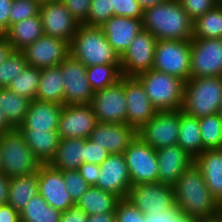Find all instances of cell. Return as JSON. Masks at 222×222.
<instances>
[{
  "label": "cell",
  "mask_w": 222,
  "mask_h": 222,
  "mask_svg": "<svg viewBox=\"0 0 222 222\" xmlns=\"http://www.w3.org/2000/svg\"><path fill=\"white\" fill-rule=\"evenodd\" d=\"M176 208L195 219L215 218L219 201L207 187L201 170L193 163L172 185Z\"/></svg>",
  "instance_id": "cell-1"
},
{
  "label": "cell",
  "mask_w": 222,
  "mask_h": 222,
  "mask_svg": "<svg viewBox=\"0 0 222 222\" xmlns=\"http://www.w3.org/2000/svg\"><path fill=\"white\" fill-rule=\"evenodd\" d=\"M143 29L157 40H192L193 21L178 0H168L144 9Z\"/></svg>",
  "instance_id": "cell-2"
},
{
  "label": "cell",
  "mask_w": 222,
  "mask_h": 222,
  "mask_svg": "<svg viewBox=\"0 0 222 222\" xmlns=\"http://www.w3.org/2000/svg\"><path fill=\"white\" fill-rule=\"evenodd\" d=\"M70 54L86 67L121 64L120 55L108 43L101 27L80 24L70 43Z\"/></svg>",
  "instance_id": "cell-3"
},
{
  "label": "cell",
  "mask_w": 222,
  "mask_h": 222,
  "mask_svg": "<svg viewBox=\"0 0 222 222\" xmlns=\"http://www.w3.org/2000/svg\"><path fill=\"white\" fill-rule=\"evenodd\" d=\"M135 78L142 84L157 111L182 110L184 80L153 68L136 75Z\"/></svg>",
  "instance_id": "cell-4"
},
{
  "label": "cell",
  "mask_w": 222,
  "mask_h": 222,
  "mask_svg": "<svg viewBox=\"0 0 222 222\" xmlns=\"http://www.w3.org/2000/svg\"><path fill=\"white\" fill-rule=\"evenodd\" d=\"M222 103V77L189 78L185 82L182 111L202 118L219 113Z\"/></svg>",
  "instance_id": "cell-5"
},
{
  "label": "cell",
  "mask_w": 222,
  "mask_h": 222,
  "mask_svg": "<svg viewBox=\"0 0 222 222\" xmlns=\"http://www.w3.org/2000/svg\"><path fill=\"white\" fill-rule=\"evenodd\" d=\"M0 156L2 173L8 178L38 172L40 161L18 129L0 135Z\"/></svg>",
  "instance_id": "cell-6"
},
{
  "label": "cell",
  "mask_w": 222,
  "mask_h": 222,
  "mask_svg": "<svg viewBox=\"0 0 222 222\" xmlns=\"http://www.w3.org/2000/svg\"><path fill=\"white\" fill-rule=\"evenodd\" d=\"M190 66L191 40H157L153 69L186 82L190 78Z\"/></svg>",
  "instance_id": "cell-7"
},
{
  "label": "cell",
  "mask_w": 222,
  "mask_h": 222,
  "mask_svg": "<svg viewBox=\"0 0 222 222\" xmlns=\"http://www.w3.org/2000/svg\"><path fill=\"white\" fill-rule=\"evenodd\" d=\"M126 199L145 215L176 208L172 185L159 181L132 185Z\"/></svg>",
  "instance_id": "cell-8"
},
{
  "label": "cell",
  "mask_w": 222,
  "mask_h": 222,
  "mask_svg": "<svg viewBox=\"0 0 222 222\" xmlns=\"http://www.w3.org/2000/svg\"><path fill=\"white\" fill-rule=\"evenodd\" d=\"M132 185L158 181L156 150L138 135L124 151Z\"/></svg>",
  "instance_id": "cell-9"
},
{
  "label": "cell",
  "mask_w": 222,
  "mask_h": 222,
  "mask_svg": "<svg viewBox=\"0 0 222 222\" xmlns=\"http://www.w3.org/2000/svg\"><path fill=\"white\" fill-rule=\"evenodd\" d=\"M222 77V39L192 38L190 78Z\"/></svg>",
  "instance_id": "cell-10"
},
{
  "label": "cell",
  "mask_w": 222,
  "mask_h": 222,
  "mask_svg": "<svg viewBox=\"0 0 222 222\" xmlns=\"http://www.w3.org/2000/svg\"><path fill=\"white\" fill-rule=\"evenodd\" d=\"M180 110L157 111L137 135L155 150L177 145L179 138Z\"/></svg>",
  "instance_id": "cell-11"
},
{
  "label": "cell",
  "mask_w": 222,
  "mask_h": 222,
  "mask_svg": "<svg viewBox=\"0 0 222 222\" xmlns=\"http://www.w3.org/2000/svg\"><path fill=\"white\" fill-rule=\"evenodd\" d=\"M90 106L98 122L126 123L127 102L124 92V76L114 85L94 92Z\"/></svg>",
  "instance_id": "cell-12"
},
{
  "label": "cell",
  "mask_w": 222,
  "mask_h": 222,
  "mask_svg": "<svg viewBox=\"0 0 222 222\" xmlns=\"http://www.w3.org/2000/svg\"><path fill=\"white\" fill-rule=\"evenodd\" d=\"M64 81V105H88L94 91L87 80V67L71 54L60 64Z\"/></svg>",
  "instance_id": "cell-13"
},
{
  "label": "cell",
  "mask_w": 222,
  "mask_h": 222,
  "mask_svg": "<svg viewBox=\"0 0 222 222\" xmlns=\"http://www.w3.org/2000/svg\"><path fill=\"white\" fill-rule=\"evenodd\" d=\"M157 39L152 33L142 30L120 56L121 72L124 77L136 75L153 68Z\"/></svg>",
  "instance_id": "cell-14"
},
{
  "label": "cell",
  "mask_w": 222,
  "mask_h": 222,
  "mask_svg": "<svg viewBox=\"0 0 222 222\" xmlns=\"http://www.w3.org/2000/svg\"><path fill=\"white\" fill-rule=\"evenodd\" d=\"M39 14L44 35L71 43L81 23L71 15L62 0L41 5Z\"/></svg>",
  "instance_id": "cell-15"
},
{
  "label": "cell",
  "mask_w": 222,
  "mask_h": 222,
  "mask_svg": "<svg viewBox=\"0 0 222 222\" xmlns=\"http://www.w3.org/2000/svg\"><path fill=\"white\" fill-rule=\"evenodd\" d=\"M99 166V177L95 186L119 199L126 198L132 183L124 154H109Z\"/></svg>",
  "instance_id": "cell-16"
},
{
  "label": "cell",
  "mask_w": 222,
  "mask_h": 222,
  "mask_svg": "<svg viewBox=\"0 0 222 222\" xmlns=\"http://www.w3.org/2000/svg\"><path fill=\"white\" fill-rule=\"evenodd\" d=\"M29 66L46 68L58 66L70 55V43L43 35L22 50Z\"/></svg>",
  "instance_id": "cell-17"
},
{
  "label": "cell",
  "mask_w": 222,
  "mask_h": 222,
  "mask_svg": "<svg viewBox=\"0 0 222 222\" xmlns=\"http://www.w3.org/2000/svg\"><path fill=\"white\" fill-rule=\"evenodd\" d=\"M37 174L39 194L51 207L63 212L75 206L61 170L41 164Z\"/></svg>",
  "instance_id": "cell-18"
},
{
  "label": "cell",
  "mask_w": 222,
  "mask_h": 222,
  "mask_svg": "<svg viewBox=\"0 0 222 222\" xmlns=\"http://www.w3.org/2000/svg\"><path fill=\"white\" fill-rule=\"evenodd\" d=\"M97 123L96 115L90 104L63 105L57 132L60 139H87Z\"/></svg>",
  "instance_id": "cell-19"
},
{
  "label": "cell",
  "mask_w": 222,
  "mask_h": 222,
  "mask_svg": "<svg viewBox=\"0 0 222 222\" xmlns=\"http://www.w3.org/2000/svg\"><path fill=\"white\" fill-rule=\"evenodd\" d=\"M124 92L127 102L126 123L139 131L155 116L157 110L135 77H124Z\"/></svg>",
  "instance_id": "cell-20"
},
{
  "label": "cell",
  "mask_w": 222,
  "mask_h": 222,
  "mask_svg": "<svg viewBox=\"0 0 222 222\" xmlns=\"http://www.w3.org/2000/svg\"><path fill=\"white\" fill-rule=\"evenodd\" d=\"M136 136L137 131L127 123L98 122L90 133L89 139L110 154H123Z\"/></svg>",
  "instance_id": "cell-21"
},
{
  "label": "cell",
  "mask_w": 222,
  "mask_h": 222,
  "mask_svg": "<svg viewBox=\"0 0 222 222\" xmlns=\"http://www.w3.org/2000/svg\"><path fill=\"white\" fill-rule=\"evenodd\" d=\"M100 27L108 43L121 56L134 38L143 30V18L113 15Z\"/></svg>",
  "instance_id": "cell-22"
},
{
  "label": "cell",
  "mask_w": 222,
  "mask_h": 222,
  "mask_svg": "<svg viewBox=\"0 0 222 222\" xmlns=\"http://www.w3.org/2000/svg\"><path fill=\"white\" fill-rule=\"evenodd\" d=\"M158 161V181L160 183L173 185L180 175L193 163L191 157L178 144L162 147L156 150Z\"/></svg>",
  "instance_id": "cell-23"
},
{
  "label": "cell",
  "mask_w": 222,
  "mask_h": 222,
  "mask_svg": "<svg viewBox=\"0 0 222 222\" xmlns=\"http://www.w3.org/2000/svg\"><path fill=\"white\" fill-rule=\"evenodd\" d=\"M63 105L32 100L24 122L18 130H57Z\"/></svg>",
  "instance_id": "cell-24"
},
{
  "label": "cell",
  "mask_w": 222,
  "mask_h": 222,
  "mask_svg": "<svg viewBox=\"0 0 222 222\" xmlns=\"http://www.w3.org/2000/svg\"><path fill=\"white\" fill-rule=\"evenodd\" d=\"M194 163L201 170L207 187L222 202V149H207L199 154Z\"/></svg>",
  "instance_id": "cell-25"
},
{
  "label": "cell",
  "mask_w": 222,
  "mask_h": 222,
  "mask_svg": "<svg viewBox=\"0 0 222 222\" xmlns=\"http://www.w3.org/2000/svg\"><path fill=\"white\" fill-rule=\"evenodd\" d=\"M85 163V139H60L58 149L50 165L58 170H78Z\"/></svg>",
  "instance_id": "cell-26"
},
{
  "label": "cell",
  "mask_w": 222,
  "mask_h": 222,
  "mask_svg": "<svg viewBox=\"0 0 222 222\" xmlns=\"http://www.w3.org/2000/svg\"><path fill=\"white\" fill-rule=\"evenodd\" d=\"M3 35L14 50L22 51L44 35L40 14L10 25Z\"/></svg>",
  "instance_id": "cell-27"
},
{
  "label": "cell",
  "mask_w": 222,
  "mask_h": 222,
  "mask_svg": "<svg viewBox=\"0 0 222 222\" xmlns=\"http://www.w3.org/2000/svg\"><path fill=\"white\" fill-rule=\"evenodd\" d=\"M41 164H49L54 158L60 141L57 130H19Z\"/></svg>",
  "instance_id": "cell-28"
},
{
  "label": "cell",
  "mask_w": 222,
  "mask_h": 222,
  "mask_svg": "<svg viewBox=\"0 0 222 222\" xmlns=\"http://www.w3.org/2000/svg\"><path fill=\"white\" fill-rule=\"evenodd\" d=\"M35 100L64 105V81L60 65L41 69Z\"/></svg>",
  "instance_id": "cell-29"
},
{
  "label": "cell",
  "mask_w": 222,
  "mask_h": 222,
  "mask_svg": "<svg viewBox=\"0 0 222 222\" xmlns=\"http://www.w3.org/2000/svg\"><path fill=\"white\" fill-rule=\"evenodd\" d=\"M39 194L37 172L10 178L7 204L21 212L31 198Z\"/></svg>",
  "instance_id": "cell-30"
},
{
  "label": "cell",
  "mask_w": 222,
  "mask_h": 222,
  "mask_svg": "<svg viewBox=\"0 0 222 222\" xmlns=\"http://www.w3.org/2000/svg\"><path fill=\"white\" fill-rule=\"evenodd\" d=\"M177 144L194 159L201 154L203 148L199 118L180 110L179 138Z\"/></svg>",
  "instance_id": "cell-31"
},
{
  "label": "cell",
  "mask_w": 222,
  "mask_h": 222,
  "mask_svg": "<svg viewBox=\"0 0 222 222\" xmlns=\"http://www.w3.org/2000/svg\"><path fill=\"white\" fill-rule=\"evenodd\" d=\"M119 198L110 192L103 191L96 186L90 188L75 204L87 215L115 212Z\"/></svg>",
  "instance_id": "cell-32"
},
{
  "label": "cell",
  "mask_w": 222,
  "mask_h": 222,
  "mask_svg": "<svg viewBox=\"0 0 222 222\" xmlns=\"http://www.w3.org/2000/svg\"><path fill=\"white\" fill-rule=\"evenodd\" d=\"M30 103V99L14 93L8 87L0 88V108L14 128L17 129L24 122Z\"/></svg>",
  "instance_id": "cell-33"
},
{
  "label": "cell",
  "mask_w": 222,
  "mask_h": 222,
  "mask_svg": "<svg viewBox=\"0 0 222 222\" xmlns=\"http://www.w3.org/2000/svg\"><path fill=\"white\" fill-rule=\"evenodd\" d=\"M61 215V211L51 207L37 194L20 212V219L21 222H60Z\"/></svg>",
  "instance_id": "cell-34"
},
{
  "label": "cell",
  "mask_w": 222,
  "mask_h": 222,
  "mask_svg": "<svg viewBox=\"0 0 222 222\" xmlns=\"http://www.w3.org/2000/svg\"><path fill=\"white\" fill-rule=\"evenodd\" d=\"M193 38L222 39V2L193 21Z\"/></svg>",
  "instance_id": "cell-35"
},
{
  "label": "cell",
  "mask_w": 222,
  "mask_h": 222,
  "mask_svg": "<svg viewBox=\"0 0 222 222\" xmlns=\"http://www.w3.org/2000/svg\"><path fill=\"white\" fill-rule=\"evenodd\" d=\"M87 80L94 92L117 83L122 77L121 64H100L87 67Z\"/></svg>",
  "instance_id": "cell-36"
},
{
  "label": "cell",
  "mask_w": 222,
  "mask_h": 222,
  "mask_svg": "<svg viewBox=\"0 0 222 222\" xmlns=\"http://www.w3.org/2000/svg\"><path fill=\"white\" fill-rule=\"evenodd\" d=\"M41 78V69L27 66L16 78H13L8 88L14 93L35 100Z\"/></svg>",
  "instance_id": "cell-37"
},
{
  "label": "cell",
  "mask_w": 222,
  "mask_h": 222,
  "mask_svg": "<svg viewBox=\"0 0 222 222\" xmlns=\"http://www.w3.org/2000/svg\"><path fill=\"white\" fill-rule=\"evenodd\" d=\"M203 148L222 149V118L219 113L199 118Z\"/></svg>",
  "instance_id": "cell-38"
},
{
  "label": "cell",
  "mask_w": 222,
  "mask_h": 222,
  "mask_svg": "<svg viewBox=\"0 0 222 222\" xmlns=\"http://www.w3.org/2000/svg\"><path fill=\"white\" fill-rule=\"evenodd\" d=\"M28 66L22 51L14 50L11 55L0 64V88L10 85L13 78Z\"/></svg>",
  "instance_id": "cell-39"
},
{
  "label": "cell",
  "mask_w": 222,
  "mask_h": 222,
  "mask_svg": "<svg viewBox=\"0 0 222 222\" xmlns=\"http://www.w3.org/2000/svg\"><path fill=\"white\" fill-rule=\"evenodd\" d=\"M113 15L110 0H91L87 19L82 24L100 27Z\"/></svg>",
  "instance_id": "cell-40"
},
{
  "label": "cell",
  "mask_w": 222,
  "mask_h": 222,
  "mask_svg": "<svg viewBox=\"0 0 222 222\" xmlns=\"http://www.w3.org/2000/svg\"><path fill=\"white\" fill-rule=\"evenodd\" d=\"M40 6L35 0H13L9 13V27L16 22L39 15Z\"/></svg>",
  "instance_id": "cell-41"
},
{
  "label": "cell",
  "mask_w": 222,
  "mask_h": 222,
  "mask_svg": "<svg viewBox=\"0 0 222 222\" xmlns=\"http://www.w3.org/2000/svg\"><path fill=\"white\" fill-rule=\"evenodd\" d=\"M66 188L76 204L81 196L90 188V185L81 177L78 170L62 171Z\"/></svg>",
  "instance_id": "cell-42"
},
{
  "label": "cell",
  "mask_w": 222,
  "mask_h": 222,
  "mask_svg": "<svg viewBox=\"0 0 222 222\" xmlns=\"http://www.w3.org/2000/svg\"><path fill=\"white\" fill-rule=\"evenodd\" d=\"M115 215L116 222H146L145 214L126 198L118 200Z\"/></svg>",
  "instance_id": "cell-43"
},
{
  "label": "cell",
  "mask_w": 222,
  "mask_h": 222,
  "mask_svg": "<svg viewBox=\"0 0 222 222\" xmlns=\"http://www.w3.org/2000/svg\"><path fill=\"white\" fill-rule=\"evenodd\" d=\"M192 21L215 8L222 0H178Z\"/></svg>",
  "instance_id": "cell-44"
},
{
  "label": "cell",
  "mask_w": 222,
  "mask_h": 222,
  "mask_svg": "<svg viewBox=\"0 0 222 222\" xmlns=\"http://www.w3.org/2000/svg\"><path fill=\"white\" fill-rule=\"evenodd\" d=\"M110 2L116 16L143 18L144 9L137 0H110Z\"/></svg>",
  "instance_id": "cell-45"
},
{
  "label": "cell",
  "mask_w": 222,
  "mask_h": 222,
  "mask_svg": "<svg viewBox=\"0 0 222 222\" xmlns=\"http://www.w3.org/2000/svg\"><path fill=\"white\" fill-rule=\"evenodd\" d=\"M145 219L146 222H194L196 220L194 217L180 213L177 208L145 215Z\"/></svg>",
  "instance_id": "cell-46"
},
{
  "label": "cell",
  "mask_w": 222,
  "mask_h": 222,
  "mask_svg": "<svg viewBox=\"0 0 222 222\" xmlns=\"http://www.w3.org/2000/svg\"><path fill=\"white\" fill-rule=\"evenodd\" d=\"M109 152L97 145L89 138L85 139V162L100 165L107 157Z\"/></svg>",
  "instance_id": "cell-47"
},
{
  "label": "cell",
  "mask_w": 222,
  "mask_h": 222,
  "mask_svg": "<svg viewBox=\"0 0 222 222\" xmlns=\"http://www.w3.org/2000/svg\"><path fill=\"white\" fill-rule=\"evenodd\" d=\"M71 15L81 24L87 19L91 0H62Z\"/></svg>",
  "instance_id": "cell-48"
},
{
  "label": "cell",
  "mask_w": 222,
  "mask_h": 222,
  "mask_svg": "<svg viewBox=\"0 0 222 222\" xmlns=\"http://www.w3.org/2000/svg\"><path fill=\"white\" fill-rule=\"evenodd\" d=\"M78 171L81 177L90 185L95 186L98 181L100 166L93 163H83Z\"/></svg>",
  "instance_id": "cell-49"
},
{
  "label": "cell",
  "mask_w": 222,
  "mask_h": 222,
  "mask_svg": "<svg viewBox=\"0 0 222 222\" xmlns=\"http://www.w3.org/2000/svg\"><path fill=\"white\" fill-rule=\"evenodd\" d=\"M88 215L76 205L63 211L60 222H87Z\"/></svg>",
  "instance_id": "cell-50"
},
{
  "label": "cell",
  "mask_w": 222,
  "mask_h": 222,
  "mask_svg": "<svg viewBox=\"0 0 222 222\" xmlns=\"http://www.w3.org/2000/svg\"><path fill=\"white\" fill-rule=\"evenodd\" d=\"M13 0H0V35L9 29V13Z\"/></svg>",
  "instance_id": "cell-51"
},
{
  "label": "cell",
  "mask_w": 222,
  "mask_h": 222,
  "mask_svg": "<svg viewBox=\"0 0 222 222\" xmlns=\"http://www.w3.org/2000/svg\"><path fill=\"white\" fill-rule=\"evenodd\" d=\"M0 222H21L20 213L11 205H0Z\"/></svg>",
  "instance_id": "cell-52"
},
{
  "label": "cell",
  "mask_w": 222,
  "mask_h": 222,
  "mask_svg": "<svg viewBox=\"0 0 222 222\" xmlns=\"http://www.w3.org/2000/svg\"><path fill=\"white\" fill-rule=\"evenodd\" d=\"M14 51L13 46L4 35H0V64L3 63Z\"/></svg>",
  "instance_id": "cell-53"
},
{
  "label": "cell",
  "mask_w": 222,
  "mask_h": 222,
  "mask_svg": "<svg viewBox=\"0 0 222 222\" xmlns=\"http://www.w3.org/2000/svg\"><path fill=\"white\" fill-rule=\"evenodd\" d=\"M9 181L10 178H8L5 174L0 173V205L7 204Z\"/></svg>",
  "instance_id": "cell-54"
},
{
  "label": "cell",
  "mask_w": 222,
  "mask_h": 222,
  "mask_svg": "<svg viewBox=\"0 0 222 222\" xmlns=\"http://www.w3.org/2000/svg\"><path fill=\"white\" fill-rule=\"evenodd\" d=\"M87 222H116L115 212L88 215Z\"/></svg>",
  "instance_id": "cell-55"
},
{
  "label": "cell",
  "mask_w": 222,
  "mask_h": 222,
  "mask_svg": "<svg viewBox=\"0 0 222 222\" xmlns=\"http://www.w3.org/2000/svg\"><path fill=\"white\" fill-rule=\"evenodd\" d=\"M15 129L6 119L3 110L0 108V135Z\"/></svg>",
  "instance_id": "cell-56"
},
{
  "label": "cell",
  "mask_w": 222,
  "mask_h": 222,
  "mask_svg": "<svg viewBox=\"0 0 222 222\" xmlns=\"http://www.w3.org/2000/svg\"><path fill=\"white\" fill-rule=\"evenodd\" d=\"M143 9L166 2L168 0H137Z\"/></svg>",
  "instance_id": "cell-57"
},
{
  "label": "cell",
  "mask_w": 222,
  "mask_h": 222,
  "mask_svg": "<svg viewBox=\"0 0 222 222\" xmlns=\"http://www.w3.org/2000/svg\"><path fill=\"white\" fill-rule=\"evenodd\" d=\"M194 222H220L218 216L215 218H208V219H196Z\"/></svg>",
  "instance_id": "cell-58"
},
{
  "label": "cell",
  "mask_w": 222,
  "mask_h": 222,
  "mask_svg": "<svg viewBox=\"0 0 222 222\" xmlns=\"http://www.w3.org/2000/svg\"><path fill=\"white\" fill-rule=\"evenodd\" d=\"M35 1H37L40 5H43V4L51 3L54 1H60V0H35Z\"/></svg>",
  "instance_id": "cell-59"
},
{
  "label": "cell",
  "mask_w": 222,
  "mask_h": 222,
  "mask_svg": "<svg viewBox=\"0 0 222 222\" xmlns=\"http://www.w3.org/2000/svg\"><path fill=\"white\" fill-rule=\"evenodd\" d=\"M218 218H219L220 222H222V202L219 205Z\"/></svg>",
  "instance_id": "cell-60"
},
{
  "label": "cell",
  "mask_w": 222,
  "mask_h": 222,
  "mask_svg": "<svg viewBox=\"0 0 222 222\" xmlns=\"http://www.w3.org/2000/svg\"><path fill=\"white\" fill-rule=\"evenodd\" d=\"M219 115L222 118V103H221V106H220V109H219Z\"/></svg>",
  "instance_id": "cell-61"
},
{
  "label": "cell",
  "mask_w": 222,
  "mask_h": 222,
  "mask_svg": "<svg viewBox=\"0 0 222 222\" xmlns=\"http://www.w3.org/2000/svg\"><path fill=\"white\" fill-rule=\"evenodd\" d=\"M0 173H2L1 156H0Z\"/></svg>",
  "instance_id": "cell-62"
}]
</instances>
